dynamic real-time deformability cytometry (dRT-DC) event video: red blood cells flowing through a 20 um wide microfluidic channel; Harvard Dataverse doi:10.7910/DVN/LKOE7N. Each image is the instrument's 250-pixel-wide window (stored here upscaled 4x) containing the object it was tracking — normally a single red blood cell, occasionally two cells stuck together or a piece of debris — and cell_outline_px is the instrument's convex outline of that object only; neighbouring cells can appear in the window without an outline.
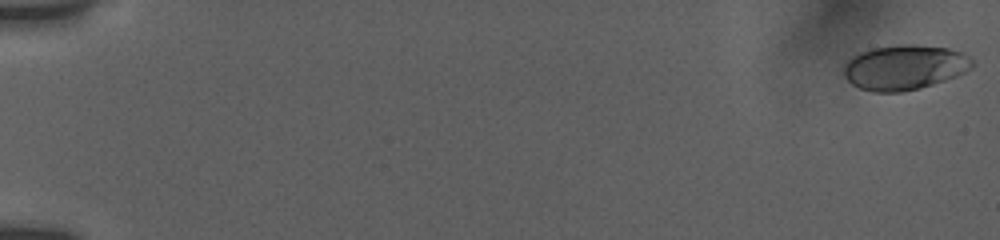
{"species": "human", "species_latin": "Homo sapiens", "temperature_condition": "room temperature", "stored_images_in_passage": 13, "camera_frame_rate_fps": 3000, "um_per_image_px": 0.085, "donor": {"sex": "female"}, "frame": {"image": 1, "passage_image": 1, "time_ms": 0.0, "image_size_px": [1000, 240], "cell_outline_px": [[976, 64], [972, 68], [956, 76], [920, 88], [900, 92], [872, 92], [860, 88], [852, 84], [844, 76], [840, 64], [852, 56], [860, 52], [872, 48], [900, 44], [912, 44], [948, 48], [964, 52]], "centroid_in_image_um": [76.84, 5.71], "position_along_channel_um": 8.2, "area_um2": 34.04}}
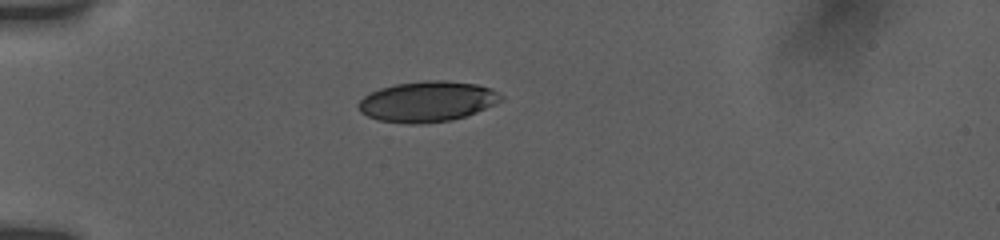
{"frame": {"image": 2, "passage_image": 11, "time_ms": 5.333, "image_size_px": [1000, 240], "cell_outline_px": [[504, 100], [496, 104], [476, 112], [452, 120], [420, 124], [408, 124], [380, 120], [368, 116], [360, 112], [356, 104], [364, 96], [380, 88], [396, 84], [424, 80], [444, 80], [476, 84], [492, 88], [504, 96]], "centroid_in_image_um": [36.35, 8.62], "position_along_channel_um": 48.7, "area_um2": 33.81}}
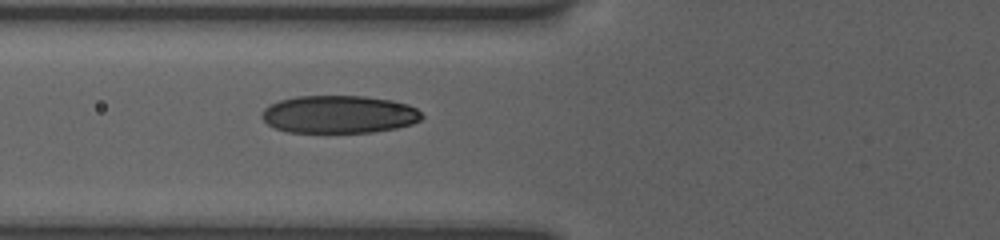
{"frame": {"image": 3, "passage_image": 13, "time_ms": 7.333, "image_size_px": [1000, 240], "cell_outline_px": [[424, 116], [420, 120], [412, 124], [396, 128], [372, 132], [288, 132], [276, 128], [268, 124], [260, 116], [260, 112], [264, 108], [280, 100], [296, 96], [364, 96], [392, 100], [408, 104], [416, 108]], "centroid_in_image_um": [28.82, 9.71], "position_along_channel_um": 97.0, "area_um2": 35.26}}